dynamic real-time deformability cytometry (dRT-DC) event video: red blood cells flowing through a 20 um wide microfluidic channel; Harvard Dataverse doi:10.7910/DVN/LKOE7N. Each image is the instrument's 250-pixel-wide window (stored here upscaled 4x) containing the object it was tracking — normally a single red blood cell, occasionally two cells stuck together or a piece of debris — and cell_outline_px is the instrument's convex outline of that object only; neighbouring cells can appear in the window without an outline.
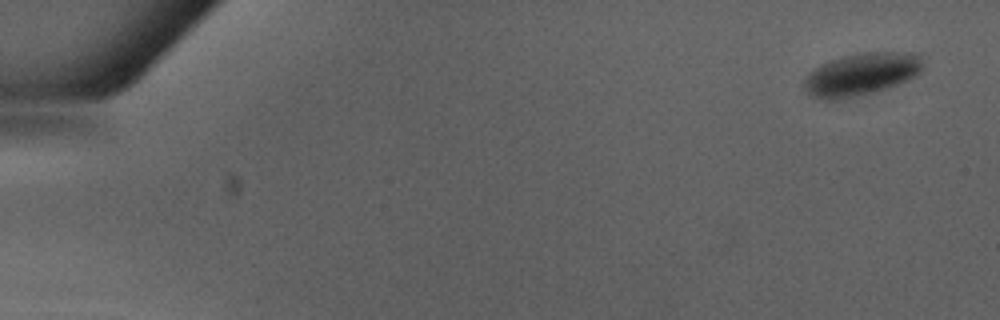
{"species": "Egyptian fruit bat (a non-hibernating species)", "species_latin": "Rousettus aegyptiacus", "temperature_condition": "warm", "stored_images_in_passage": 2, "camera_frame_rate_fps": 3000, "um_per_image_px": 0.085, "animal": {"sex": "male"}, "frame": {"image": 1, "passage_image": 1, "time_ms": 0.0, "image_size_px": [1000, 320], "cell_outline_px": [[920, 72], [908, 80], [888, 88], [876, 92], [836, 100], [824, 100], [808, 96], [804, 88], [804, 80], [808, 72], [832, 60], [844, 56], [860, 52], [920, 52]], "centroid_in_image_um": [73.19, 6.32], "position_along_channel_um": 11.8, "area_um2": 29.48}}